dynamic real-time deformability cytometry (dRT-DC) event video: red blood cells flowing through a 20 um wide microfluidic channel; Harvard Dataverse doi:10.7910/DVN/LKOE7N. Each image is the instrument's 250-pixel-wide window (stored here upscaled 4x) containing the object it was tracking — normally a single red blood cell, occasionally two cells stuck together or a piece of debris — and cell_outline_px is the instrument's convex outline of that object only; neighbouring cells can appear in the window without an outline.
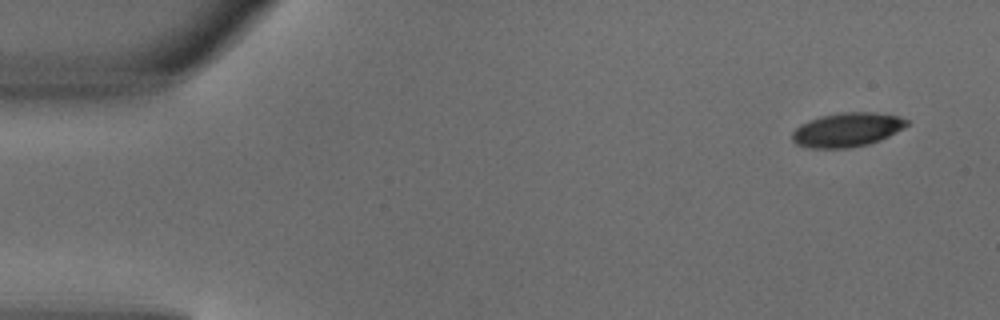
{"species": "common noctule bat (a hibernating species)", "species_latin": "Nyctalus noctula", "temperature_condition": "warm", "stored_images_in_passage": 4, "camera_frame_rate_fps": 3000, "um_per_image_px": 0.085, "animal": {"sex": "male", "body_mass_g": 18.8}, "frame": {"image": 1, "passage_image": 1, "time_ms": 0.0, "image_size_px": [1000, 320], "cell_outline_px": [[908, 124], [904, 128], [880, 140], [868, 144], [848, 148], [812, 148], [796, 144], [792, 140], [792, 132], [800, 124], [808, 120], [820, 116], [840, 112], [872, 112], [900, 116], [908, 120]], "centroid_in_image_um": [71.99, 11.02], "position_along_channel_um": 13.0, "area_um2": 22.83}}
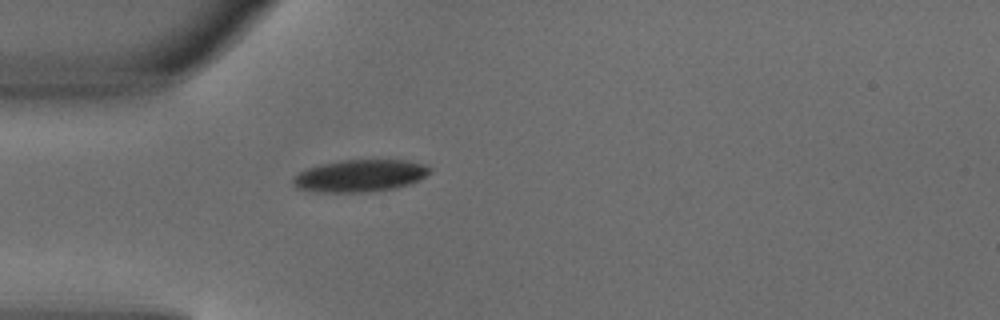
{"frame": {"image": 2, "passage_image": 4, "time_ms": 1.0, "image_size_px": [1000, 320], "cell_outline_px": [[432, 172], [408, 184], [396, 188], [368, 192], [316, 192], [296, 188], [292, 184], [292, 176], [308, 168], [320, 164], [340, 160], [408, 160], [424, 164], [432, 168]], "centroid_in_image_um": [30.57, 14.94], "position_along_channel_um": 54.4, "area_um2": 25.78}}